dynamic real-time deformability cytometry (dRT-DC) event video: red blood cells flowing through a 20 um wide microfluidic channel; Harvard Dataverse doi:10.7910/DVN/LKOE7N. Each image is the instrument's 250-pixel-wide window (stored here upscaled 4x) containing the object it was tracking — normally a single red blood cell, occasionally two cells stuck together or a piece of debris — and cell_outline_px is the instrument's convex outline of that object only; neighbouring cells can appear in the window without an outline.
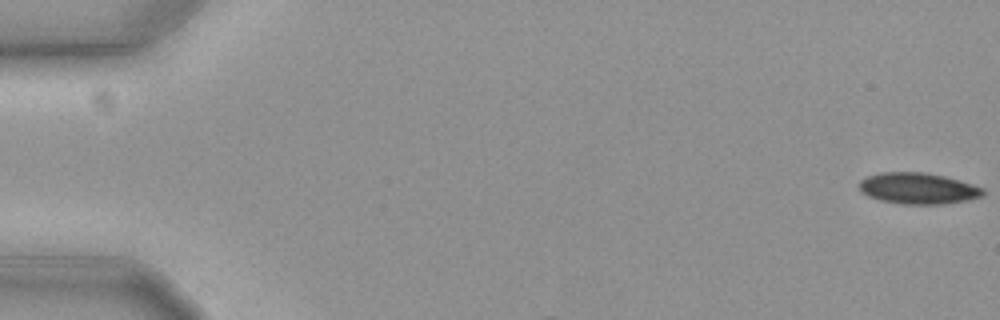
{"species": "common noctule bat (a hibernating species)", "species_latin": "Nyctalus noctula", "temperature_condition": "cold", "stored_images_in_passage": 7, "camera_frame_rate_fps": 3000, "um_per_image_px": 0.085, "animal": {"sex": "female", "body_mass_g": 19.3, "forearm_length_mm": 54.1}, "frame": {"image": 1, "passage_image": 1, "time_ms": 0.0, "image_size_px": [1000, 320], "cell_outline_px": [[984, 196], [968, 200], [944, 204], [900, 204], [880, 200], [868, 196], [860, 192], [860, 180], [868, 176], [880, 172], [924, 172], [944, 176], [960, 180], [984, 188]], "centroid_in_image_um": [78.05, 16.01], "position_along_channel_um": 7.0, "area_um2": 22.66}}